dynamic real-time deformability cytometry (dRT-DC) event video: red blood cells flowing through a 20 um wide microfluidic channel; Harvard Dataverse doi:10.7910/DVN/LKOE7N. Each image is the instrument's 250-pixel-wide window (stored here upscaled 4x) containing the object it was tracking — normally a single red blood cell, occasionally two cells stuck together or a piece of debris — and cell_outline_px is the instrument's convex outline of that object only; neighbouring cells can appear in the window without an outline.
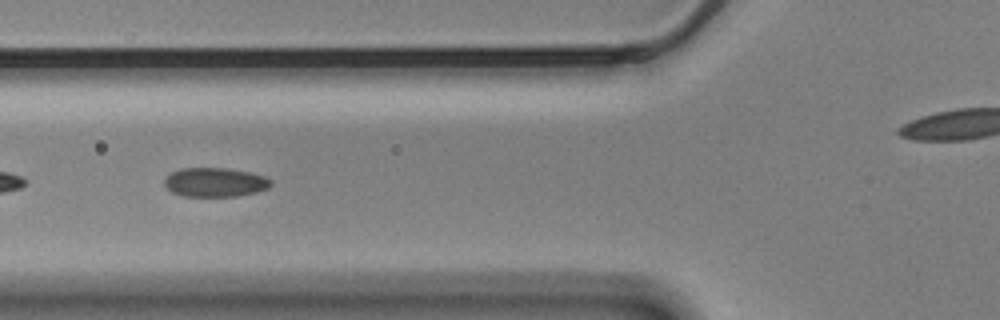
{"species": "Egyptian fruit bat (a non-hibernating species)", "species_latin": "Rousettus aegyptiacus", "temperature_condition": "cold", "stored_images_in_passage": 10, "camera_frame_rate_fps": 3000, "um_per_image_px": 0.085, "animal": {"sex": "male"}, "frame": {"image": 1, "passage_image": 5, "time_ms": 1.333, "image_size_px": [1000, 320], "cell_outline_px": [[272, 184], [268, 188], [256, 192], [236, 196], [180, 196], [172, 192], [164, 184], [164, 180], [172, 172], [180, 168], [224, 168], [252, 172], [264, 176], [272, 180]], "centroid_in_image_um": [18.29, 15.49], "position_along_channel_um": 107.5, "area_um2": 18.09}}